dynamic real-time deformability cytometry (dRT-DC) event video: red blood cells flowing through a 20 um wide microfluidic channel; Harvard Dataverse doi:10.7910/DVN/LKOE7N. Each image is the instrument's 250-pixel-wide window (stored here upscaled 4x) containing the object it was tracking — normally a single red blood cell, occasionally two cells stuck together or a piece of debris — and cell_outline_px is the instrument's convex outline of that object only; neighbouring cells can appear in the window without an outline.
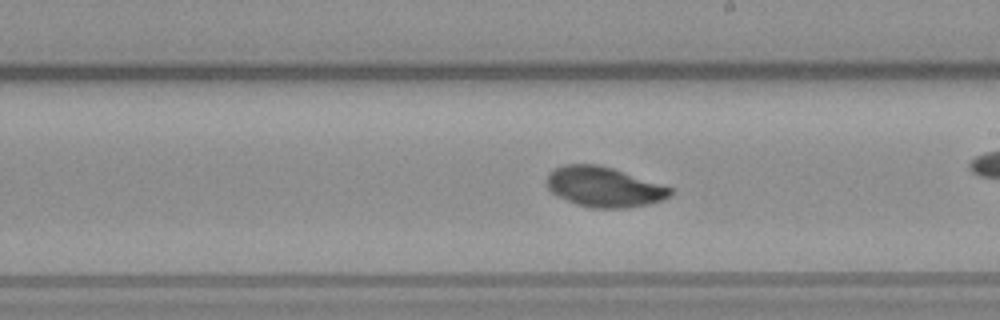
{"species": "common noctule bat (a hibernating species)", "species_latin": "Nyctalus noctula", "temperature_condition": "warm", "stored_images_in_passage": 38, "camera_frame_rate_fps": 3000, "um_per_image_px": 0.085, "animal": {"sex": "male", "body_mass_g": 23.1, "forearm_length_mm": 52.7}, "frame": {"image": 1, "passage_image": 27, "time_ms": 8.667, "image_size_px": [1000, 320], "cell_outline_px": [[672, 192], [668, 196], [660, 200], [648, 204], [624, 208], [592, 208], [576, 204], [552, 192], [548, 188], [548, 172], [564, 164], [600, 164], [672, 188]], "centroid_in_image_um": [51.32, 15.88], "position_along_channel_um": 237.7, "area_um2": 28.38}}
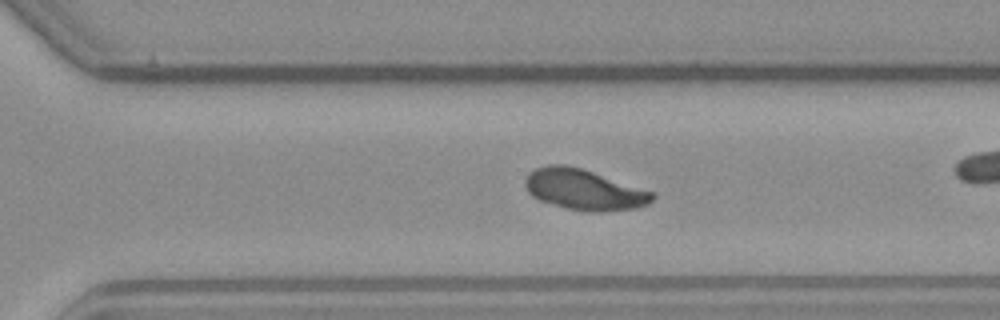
{"frame": {"image": 2, "passage_image": 33, "time_ms": 10.667, "image_size_px": [1000, 320], "cell_outline_px": [[656, 196], [648, 204], [636, 208], [600, 212], [588, 212], [564, 208], [540, 200], [532, 196], [528, 192], [524, 184], [524, 180], [528, 172], [536, 168], [548, 164], [568, 164], [656, 192]], "centroid_in_image_um": [49.64, 16.11], "position_along_channel_um": 321.0, "area_um2": 30.52}}